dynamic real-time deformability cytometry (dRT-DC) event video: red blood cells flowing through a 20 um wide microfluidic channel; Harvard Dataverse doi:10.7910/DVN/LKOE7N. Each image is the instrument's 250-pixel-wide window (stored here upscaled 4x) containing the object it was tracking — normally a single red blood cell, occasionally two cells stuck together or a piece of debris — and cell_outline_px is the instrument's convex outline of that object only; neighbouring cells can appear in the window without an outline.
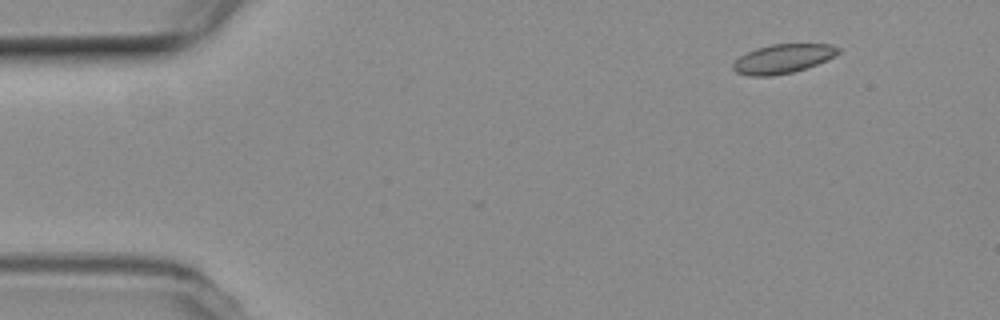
{"species": "common noctule bat (a hibernating species)", "species_latin": "Nyctalus noctula", "temperature_condition": "room temperature", "stored_images_in_passage": 49, "camera_frame_rate_fps": 3000, "um_per_image_px": 0.085, "animal": {"sex": "female", "body_mass_g": 19.3, "forearm_length_mm": 54.1}, "frame": {"image": 1, "passage_image": 1, "time_ms": 0.0, "image_size_px": [1000, 320], "cell_outline_px": [[840, 52], [816, 64], [792, 72], [772, 76], [748, 76], [736, 72], [732, 68], [732, 64], [740, 56], [756, 48], [772, 44], [832, 44], [840, 48]], "centroid_in_image_um": [66.51, 4.99], "position_along_channel_um": 18.5, "area_um2": 17.63}}
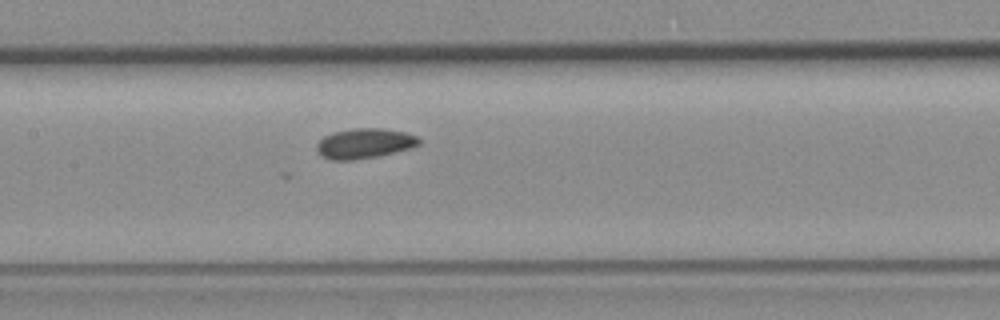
{"frame": {"image": 2, "passage_image": 21, "time_ms": 6.667, "image_size_px": [1000, 320], "cell_outline_px": [[420, 144], [408, 148], [376, 156], [352, 160], [332, 160], [324, 156], [316, 148], [316, 144], [324, 136], [332, 132], [352, 128], [384, 128], [404, 132], [416, 136], [420, 140]], "centroid_in_image_um": [30.96, 12.17], "position_along_channel_um": 176.4, "area_um2": 17.63}}
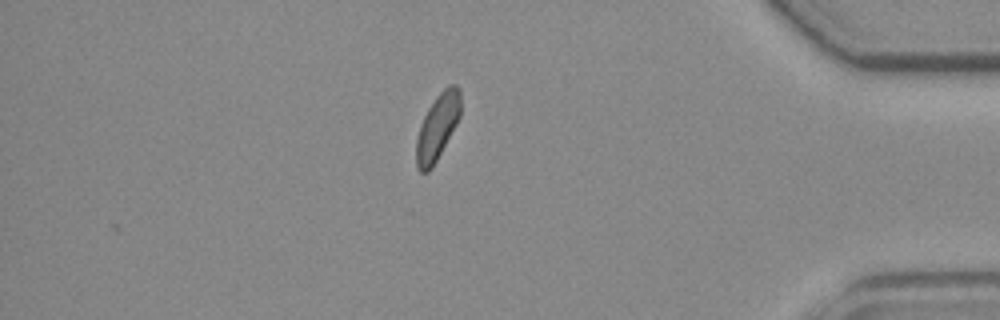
{"frame": {"image": 3, "passage_image": 42, "time_ms": 13.667, "image_size_px": [1000, 320], "cell_outline_px": [[460, 116], [456, 124], [432, 168], [428, 172], [420, 172], [416, 168], [416, 140], [420, 124], [428, 108], [436, 96], [448, 84], [456, 84], [460, 88]], "centroid_in_image_um": [37.17, 10.78], "position_along_channel_um": 398.0, "area_um2": 16.99}}